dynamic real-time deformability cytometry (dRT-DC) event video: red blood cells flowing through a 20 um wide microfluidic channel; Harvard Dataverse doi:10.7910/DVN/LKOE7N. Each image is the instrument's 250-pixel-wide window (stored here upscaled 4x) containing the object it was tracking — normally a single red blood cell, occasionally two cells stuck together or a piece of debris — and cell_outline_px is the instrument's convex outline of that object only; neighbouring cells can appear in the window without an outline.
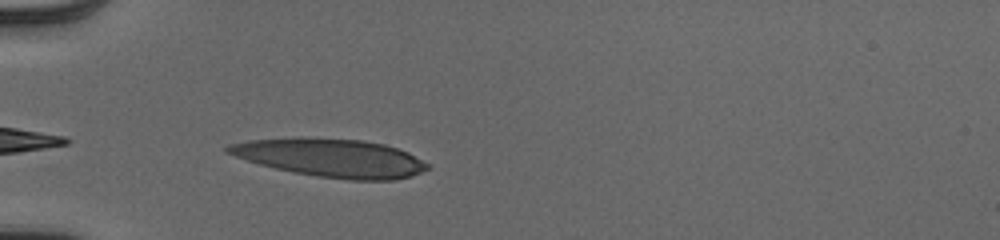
{"species": "human", "species_latin": "Homo sapiens", "temperature_condition": "cold", "stored_images_in_passage": 35, "camera_frame_rate_fps": 3000, "um_per_image_px": 0.085, "donor": {"sex": "male"}, "frame": {"image": 1, "passage_image": 2, "time_ms": 0.333, "image_size_px": [1000, 240], "cell_outline_px": [[428, 168], [412, 176], [392, 180], [352, 180], [316, 176], [292, 172], [260, 164], [224, 152], [224, 148], [228, 144], [248, 140], [300, 136], [364, 140], [384, 144], [408, 152], [428, 164]], "centroid_in_image_um": [28.08, 13.39], "position_along_channel_um": 56.9, "area_um2": 44.62}}
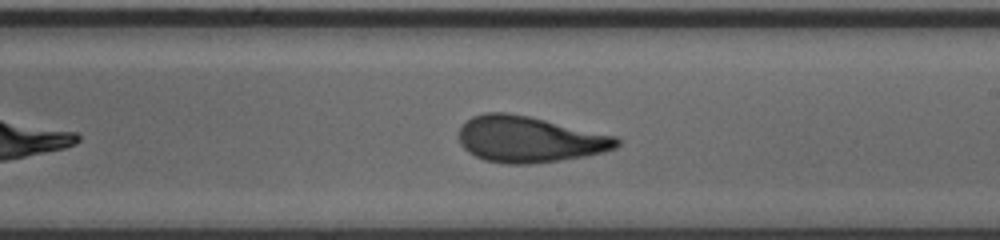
{"frame": {"image": 2, "passage_image": 17, "time_ms": 5.333, "image_size_px": [1000, 240], "cell_outline_px": [[620, 144], [616, 148], [604, 152], [584, 156], [560, 160], [528, 164], [508, 164], [484, 160], [468, 152], [460, 144], [460, 128], [472, 116], [484, 112], [508, 112], [528, 116], [616, 136], [620, 140]], "centroid_in_image_um": [44.99, 11.84], "position_along_channel_um": 244.0, "area_um2": 42.25}}
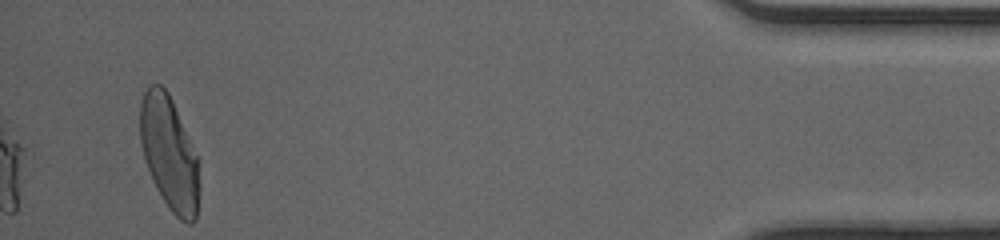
{"frame": {"image": 3, "passage_image": 35, "time_ms": 11.333, "image_size_px": [1000, 240], "cell_outline_px": [[200, 188], [196, 220], [192, 224], [188, 224], [180, 220], [168, 208], [144, 160], [140, 144], [140, 104], [144, 92], [148, 84], [160, 84], [168, 92], [172, 100], [196, 156], [200, 184]], "centroid_in_image_um": [14.38, 13.04], "position_along_channel_um": 420.8, "area_um2": 38.84}, "authors_computed_cell_mechanics": {"area_um2": 42.2518, "velocity_mm_per_s": 4.0283, "shape_relaxation_time_tau1_ms": 5.8535, "shape_relaxation_time_tau2_ms": 1.0177, "deformation_change_tau1": 0.2494, "deformation_change_tau2": 0.0902}}